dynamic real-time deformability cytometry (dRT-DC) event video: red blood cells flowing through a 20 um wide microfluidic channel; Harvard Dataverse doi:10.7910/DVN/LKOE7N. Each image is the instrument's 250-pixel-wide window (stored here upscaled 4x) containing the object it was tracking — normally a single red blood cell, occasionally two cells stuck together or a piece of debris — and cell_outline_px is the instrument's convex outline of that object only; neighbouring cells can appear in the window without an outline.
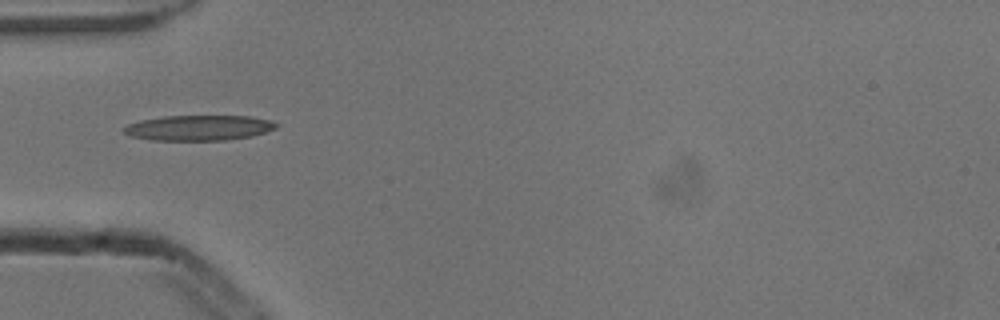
{"species": "common noctule bat (a hibernating species)", "species_latin": "Nyctalus noctula", "temperature_condition": "cold", "stored_images_in_passage": 1, "camera_frame_rate_fps": 3000, "um_per_image_px": 0.085, "animal": {"sex": "male", "body_mass_g": 13.3}, "frame": {"image": 1, "passage_image": 1, "time_ms": 0.0, "image_size_px": [1000, 320], "cell_outline_px": [[280, 124], [276, 128], [252, 136], [224, 140], [152, 140], [128, 136], [124, 132], [124, 128], [128, 124], [140, 120], [164, 116], [248, 116], [272, 120]], "centroid_in_image_um": [16.9, 10.86], "position_along_channel_um": 68.1, "area_um2": 22.48}}